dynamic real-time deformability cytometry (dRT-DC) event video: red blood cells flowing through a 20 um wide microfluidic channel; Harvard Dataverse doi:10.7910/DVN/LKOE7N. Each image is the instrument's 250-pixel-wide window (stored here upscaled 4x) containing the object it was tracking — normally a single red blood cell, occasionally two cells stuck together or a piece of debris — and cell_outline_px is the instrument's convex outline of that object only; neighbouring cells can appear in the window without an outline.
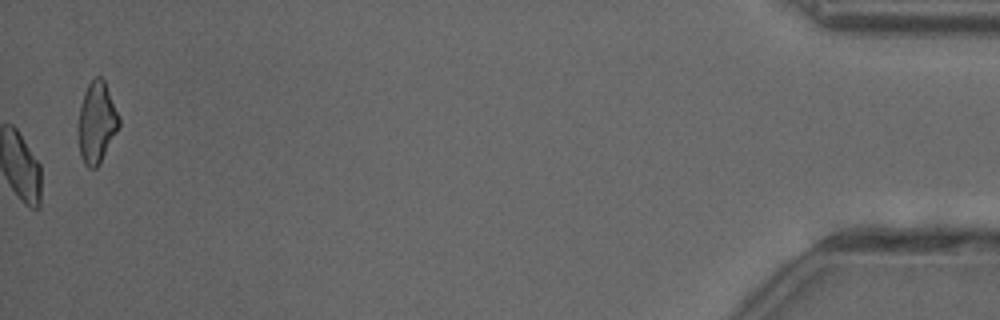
{"species": "common noctule bat (a hibernating species)", "species_latin": "Nyctalus noctula", "temperature_condition": "cold", "stored_images_in_passage": 52, "camera_frame_rate_fps": 3000, "um_per_image_px": 0.085, "animal": {"sex": "female"}, "frame": {"image": 1, "passage_image": 52, "time_ms": 17.0, "image_size_px": [1000, 320], "cell_outline_px": [[120, 124], [100, 164], [96, 168], [88, 168], [84, 164], [80, 156], [80, 104], [84, 92], [88, 84], [96, 76], [100, 76], [104, 80], [120, 116]], "centroid_in_image_um": [8.25, 10.41], "position_along_channel_um": 427.0, "area_um2": 18.96}, "authors_computed_cell_mechanics": {"area_um2": 18.4671, "velocity_mm_per_s": 4.0107, "shape_relaxation_time_tau1_ms": null, "shape_relaxation_time_tau2_ms": 1.7799, "deformation_change_tau1": null, "deformation_change_tau2": 0.0657}}